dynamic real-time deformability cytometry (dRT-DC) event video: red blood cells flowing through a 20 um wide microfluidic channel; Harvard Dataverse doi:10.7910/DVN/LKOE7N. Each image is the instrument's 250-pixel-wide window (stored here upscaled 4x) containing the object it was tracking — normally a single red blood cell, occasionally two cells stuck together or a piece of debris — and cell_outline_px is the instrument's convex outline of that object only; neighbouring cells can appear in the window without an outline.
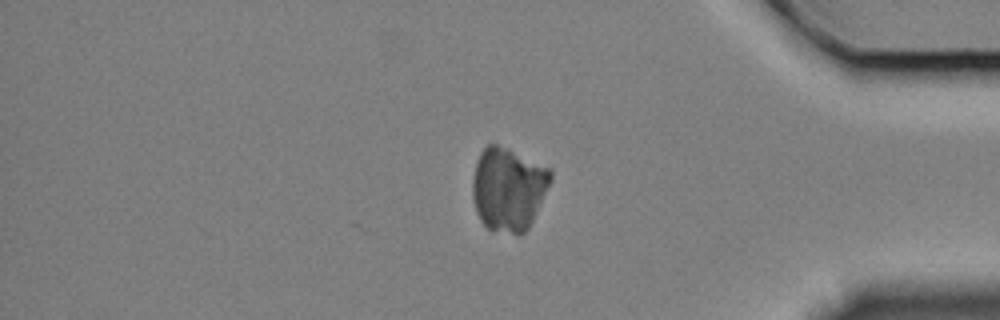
{"species": "Egyptian fruit bat (a non-hibernating species)", "species_latin": "Rousettus aegyptiacus", "temperature_condition": "cold", "stored_images_in_passage": 37, "camera_frame_rate_fps": 3000, "um_per_image_px": 0.085, "animal": {"sex": "female"}, "frame": {"image": 1, "passage_image": 37, "time_ms": 12.0, "image_size_px": [1000, 320], "cell_outline_px": [[552, 180], [528, 228], [524, 232], [512, 232], [488, 228], [480, 220], [476, 212], [472, 196], [472, 180], [476, 160], [480, 152], [488, 144], [496, 144], [508, 148], [552, 168]], "centroid_in_image_um": [43.2, 16.0], "position_along_channel_um": 392.0, "area_um2": 37.92}}